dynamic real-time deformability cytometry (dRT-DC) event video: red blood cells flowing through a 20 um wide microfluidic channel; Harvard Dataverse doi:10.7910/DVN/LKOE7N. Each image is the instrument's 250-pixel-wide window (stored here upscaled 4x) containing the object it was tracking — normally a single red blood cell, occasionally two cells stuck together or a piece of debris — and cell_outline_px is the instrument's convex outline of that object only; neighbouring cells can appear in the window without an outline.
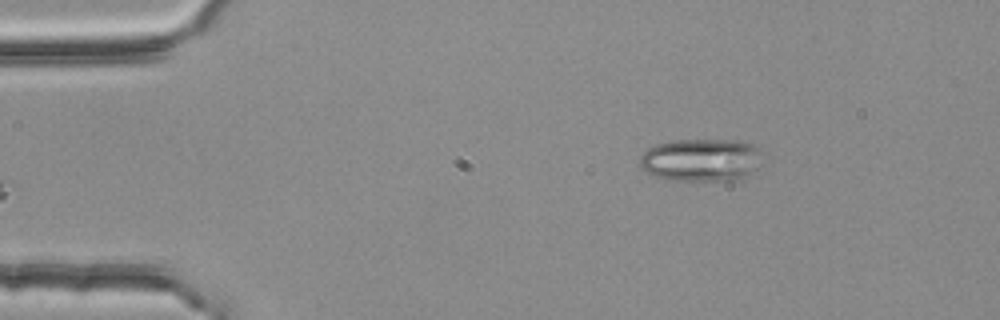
{"species": "common noctule bat (a hibernating species)", "species_latin": "Nyctalus noctula", "temperature_condition": "room temperature", "stored_images_in_passage": 3, "camera_frame_rate_fps": 3000, "um_per_image_px": 0.085, "animal": {"sex": "female", "body_mass_g": 25.1}, "frame": {"image": 1, "passage_image": 1, "time_ms": 0.0, "image_size_px": [1000, 320], "cell_outline_px": [[760, 148], [748, 176], [736, 180], [676, 180], [656, 176], [640, 168], [640, 156], [648, 148], [656, 144], [676, 140], [740, 140], [752, 144]], "centroid_in_image_um": [59.51, 13.58], "position_along_channel_um": 25.5, "area_um2": 29.88}}